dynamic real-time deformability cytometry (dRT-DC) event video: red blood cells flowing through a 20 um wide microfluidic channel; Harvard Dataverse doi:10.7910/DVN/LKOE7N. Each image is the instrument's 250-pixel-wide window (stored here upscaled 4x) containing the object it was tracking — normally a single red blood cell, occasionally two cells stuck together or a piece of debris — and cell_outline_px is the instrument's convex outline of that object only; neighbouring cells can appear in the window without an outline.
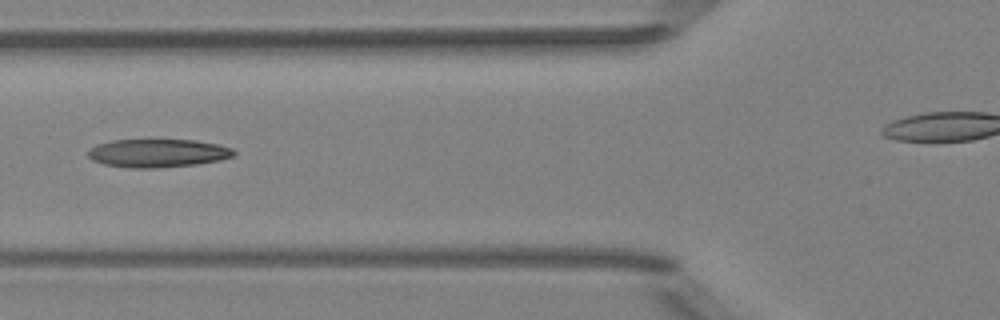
{"species": "Egyptian fruit bat (a non-hibernating species)", "species_latin": "Rousettus aegyptiacus", "temperature_condition": "room temperature", "stored_images_in_passage": 6, "camera_frame_rate_fps": 3000, "um_per_image_px": 0.085, "animal": {"sex": "female"}, "frame": {"image": 1, "passage_image": 5, "time_ms": 4.667, "image_size_px": [1000, 320], "cell_outline_px": [[236, 156], [220, 160], [196, 164], [152, 168], [132, 168], [104, 164], [92, 160], [88, 156], [88, 148], [96, 144], [112, 140], [196, 140], [220, 144], [232, 148], [236, 152]], "centroid_in_image_um": [13.43, 13.01], "position_along_channel_um": 112.4, "area_um2": 24.16}}
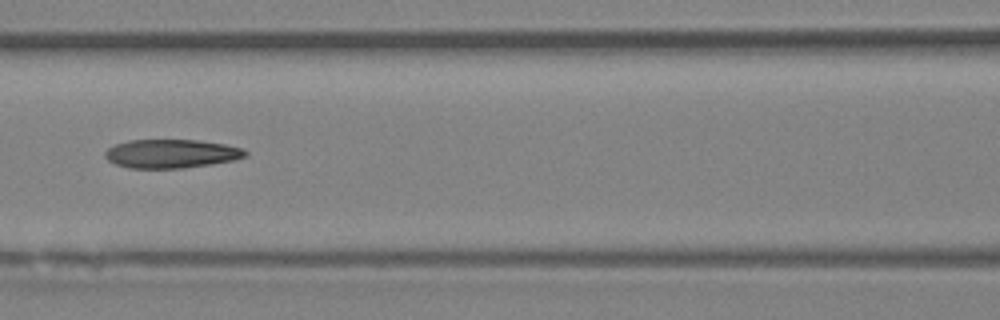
{"frame": {"image": 2, "passage_image": 6, "time_ms": 5.667, "image_size_px": [1000, 320], "cell_outline_px": [[248, 156], [232, 160], [212, 164], [184, 168], [128, 168], [116, 164], [108, 160], [104, 156], [104, 152], [108, 148], [116, 144], [128, 140], [196, 140], [224, 144], [244, 148], [248, 152]], "centroid_in_image_um": [14.57, 13.06], "position_along_channel_um": 152.0, "area_um2": 23.52}}